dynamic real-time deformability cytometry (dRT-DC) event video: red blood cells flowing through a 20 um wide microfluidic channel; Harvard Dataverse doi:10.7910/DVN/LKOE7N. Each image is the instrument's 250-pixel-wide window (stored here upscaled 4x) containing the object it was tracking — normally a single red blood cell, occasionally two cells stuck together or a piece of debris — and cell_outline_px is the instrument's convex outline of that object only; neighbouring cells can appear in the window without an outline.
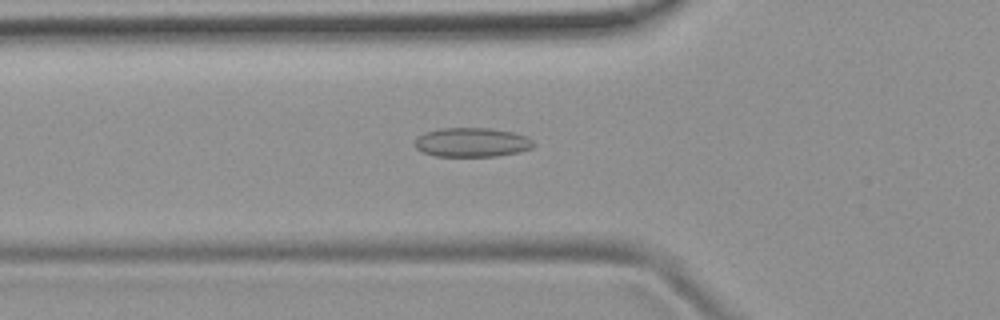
{"species": "common noctule bat (a hibernating species)", "species_latin": "Nyctalus noctula", "temperature_condition": "room temperature", "stored_images_in_passage": 51, "camera_frame_rate_fps": 3000, "um_per_image_px": 0.085, "animal": {"sex": "female", "body_mass_g": 19.9}, "frame": {"image": 1, "passage_image": 17, "time_ms": 5.333, "image_size_px": [1000, 320], "cell_outline_px": [[536, 144], [532, 148], [520, 152], [496, 156], [436, 156], [424, 152], [416, 148], [416, 136], [424, 132], [440, 128], [488, 128], [512, 132], [528, 136]], "centroid_in_image_um": [40.14, 12.09], "position_along_channel_um": 85.7, "area_um2": 20.29}}
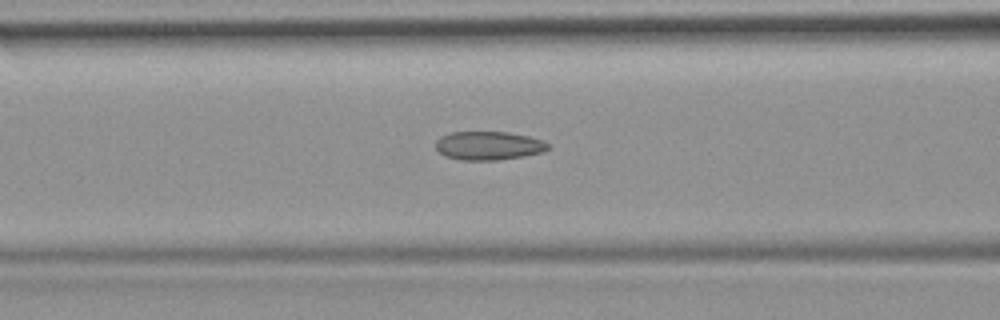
{"frame": {"image": 2, "passage_image": 20, "time_ms": 6.333, "image_size_px": [1000, 320], "cell_outline_px": [[548, 148], [540, 152], [524, 156], [496, 160], [460, 160], [444, 156], [436, 148], [436, 140], [440, 136], [452, 132], [508, 132], [528, 136], [544, 140], [548, 144]], "centroid_in_image_um": [41.5, 12.38], "position_along_channel_um": 125.1, "area_um2": 18.67}}
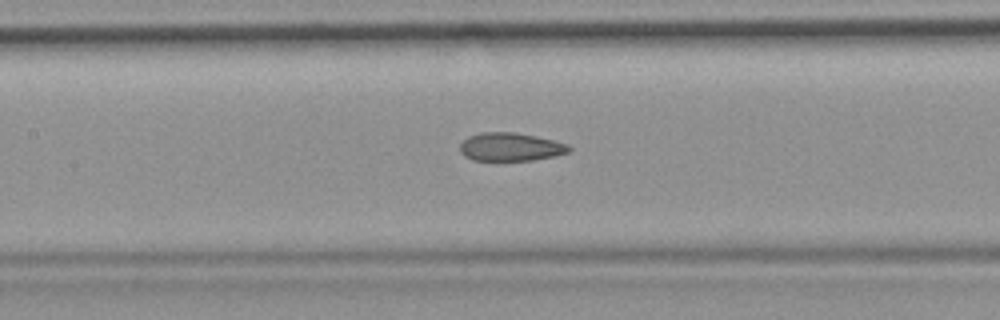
{"frame": {"image": 3, "passage_image": 23, "time_ms": 7.333, "image_size_px": [1000, 320], "cell_outline_px": [[572, 148], [568, 152], [556, 156], [532, 160], [472, 160], [464, 156], [460, 152], [460, 144], [468, 136], [480, 132], [516, 132], [536, 136], [568, 144]], "centroid_in_image_um": [43.38, 12.48], "position_along_channel_um": 164.0, "area_um2": 18.03}, "authors_computed_cell_mechanics": {"area_um2": 18.785, "velocity_mm_per_s": 3.8861, "shape_relaxation_time_tau1_ms": null, "shape_relaxation_time_tau2_ms": 1.8227, "deformation_change_tau1": null, "deformation_change_tau2": 0.0928}}